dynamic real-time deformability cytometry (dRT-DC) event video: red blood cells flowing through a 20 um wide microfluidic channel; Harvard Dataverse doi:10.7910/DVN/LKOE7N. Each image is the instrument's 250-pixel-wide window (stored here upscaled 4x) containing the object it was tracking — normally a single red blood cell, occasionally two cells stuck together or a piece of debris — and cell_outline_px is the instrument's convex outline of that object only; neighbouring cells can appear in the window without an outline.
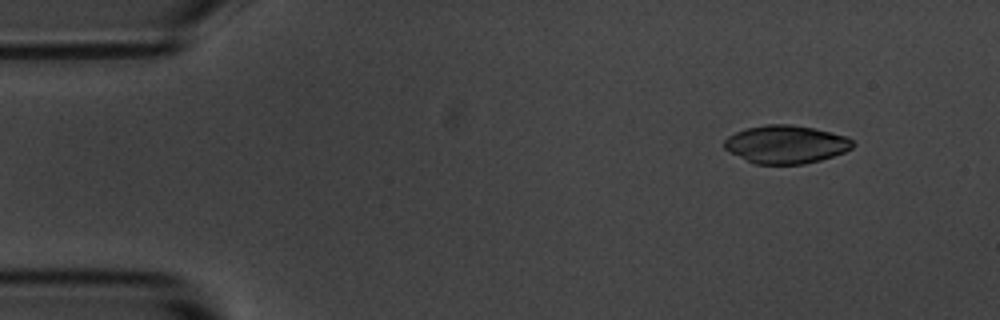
{"species": "common noctule bat (a hibernating species)", "species_latin": "Nyctalus noctula", "temperature_condition": "room temperature", "stored_images_in_passage": 4, "camera_frame_rate_fps": 3000, "um_per_image_px": 0.085, "animal": {"sex": "male", "body_mass_g": 20.1, "forearm_length_mm": 53.5}, "frame": {"image": 1, "passage_image": 1, "time_ms": 0.0, "image_size_px": [1000, 320], "cell_outline_px": [[856, 144], [852, 148], [844, 152], [820, 160], [804, 164], [752, 164], [724, 148], [724, 140], [728, 136], [744, 128], [768, 124], [788, 124], [812, 128], [848, 136]], "centroid_in_image_um": [66.8, 12.27], "position_along_channel_um": 18.2, "area_um2": 28.55}}